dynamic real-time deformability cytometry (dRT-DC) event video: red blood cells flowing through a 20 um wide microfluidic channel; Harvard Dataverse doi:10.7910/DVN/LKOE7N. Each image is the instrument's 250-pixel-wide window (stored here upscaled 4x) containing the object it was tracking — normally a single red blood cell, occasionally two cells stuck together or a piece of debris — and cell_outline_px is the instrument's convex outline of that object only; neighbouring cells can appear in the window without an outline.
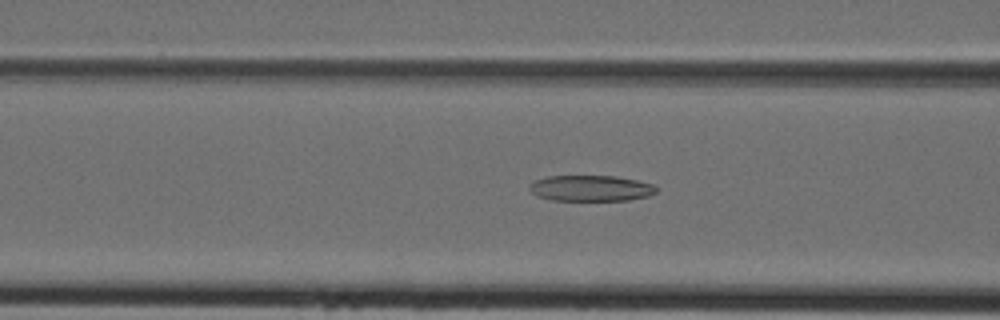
{"species": "Egyptian fruit bat (a non-hibernating species)", "species_latin": "Rousettus aegyptiacus", "temperature_condition": "cold", "stored_images_in_passage": 43, "camera_frame_rate_fps": 3000, "um_per_image_px": 0.085, "animal": {"sex": "female"}, "frame": {"image": 1, "passage_image": 17, "time_ms": 5.333, "image_size_px": [1000, 320], "cell_outline_px": [[656, 192], [648, 196], [628, 200], [552, 200], [536, 196], [528, 188], [528, 184], [536, 180], [548, 176], [616, 176], [636, 180], [652, 184], [656, 188]], "centroid_in_image_um": [50.18, 16.0], "position_along_channel_um": 116.4, "area_um2": 19.07}}
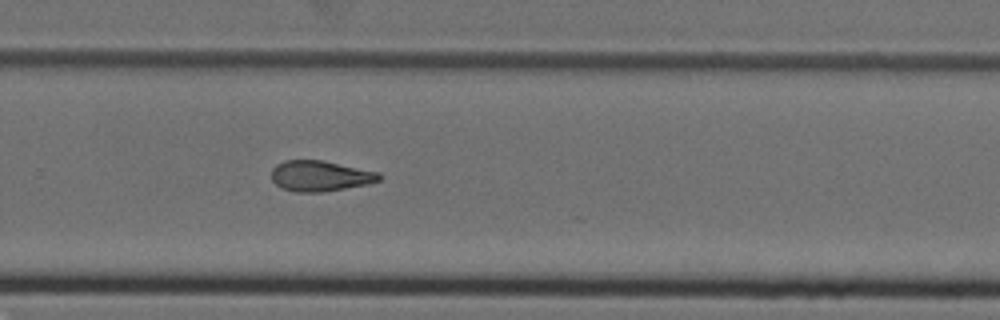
{"frame": {"image": 2, "passage_image": 29, "time_ms": 9.333, "image_size_px": [1000, 320], "cell_outline_px": [[380, 180], [368, 184], [324, 192], [296, 192], [280, 188], [272, 180], [272, 168], [276, 164], [284, 160], [320, 160], [380, 172]], "centroid_in_image_um": [27.19, 14.96], "position_along_channel_um": 302.6, "area_um2": 19.25}}
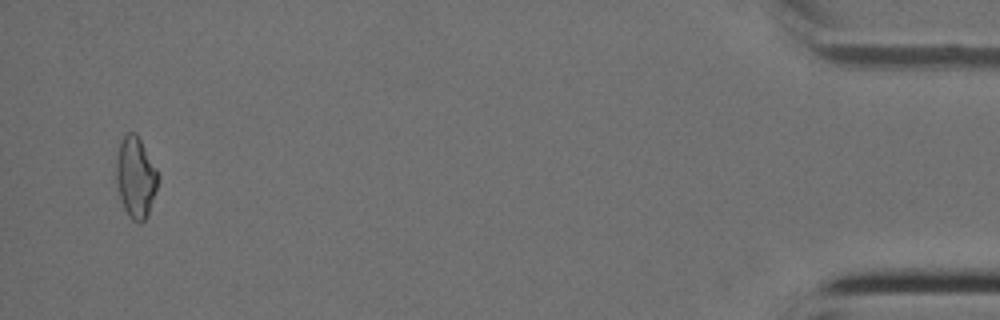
{"frame": {"image": 3, "passage_image": 42, "time_ms": 13.667, "image_size_px": [1000, 320], "cell_outline_px": [[156, 188], [148, 216], [140, 224], [132, 220], [128, 216], [124, 208], [120, 196], [116, 180], [116, 156], [120, 140], [128, 132], [136, 132], [156, 168]], "centroid_in_image_um": [11.5, 15.07], "position_along_channel_um": 423.7, "area_um2": 19.48}}